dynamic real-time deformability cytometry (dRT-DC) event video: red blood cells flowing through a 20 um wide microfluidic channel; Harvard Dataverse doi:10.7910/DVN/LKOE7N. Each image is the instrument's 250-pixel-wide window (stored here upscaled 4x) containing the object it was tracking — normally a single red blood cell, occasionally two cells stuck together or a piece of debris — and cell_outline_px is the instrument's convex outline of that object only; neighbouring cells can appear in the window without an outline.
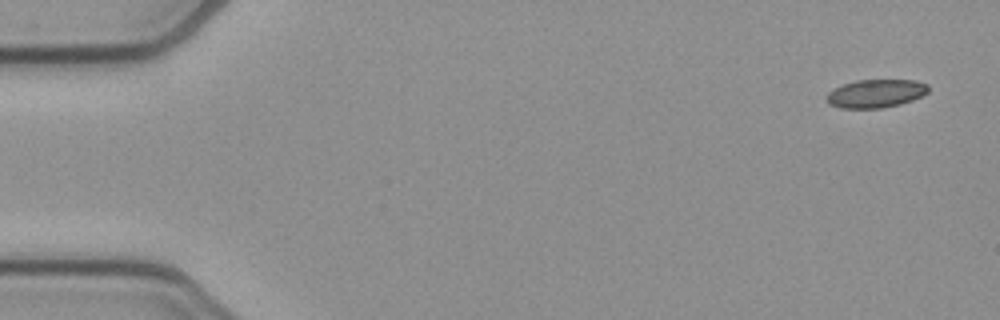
{"species": "common noctule bat (a hibernating species)", "species_latin": "Nyctalus noctula", "temperature_condition": "cold", "stored_images_in_passage": 8, "camera_frame_rate_fps": 3000, "um_per_image_px": 0.085, "animal": {"sex": "female", "body_mass_g": 21.9}, "frame": {"image": 1, "passage_image": 1, "time_ms": 0.0, "image_size_px": [1000, 320], "cell_outline_px": [[928, 92], [912, 100], [900, 104], [880, 108], [840, 108], [828, 104], [824, 100], [824, 96], [832, 88], [856, 80], [916, 80], [928, 84]], "centroid_in_image_um": [74.38, 7.95], "position_along_channel_um": 10.6, "area_um2": 16.94}}